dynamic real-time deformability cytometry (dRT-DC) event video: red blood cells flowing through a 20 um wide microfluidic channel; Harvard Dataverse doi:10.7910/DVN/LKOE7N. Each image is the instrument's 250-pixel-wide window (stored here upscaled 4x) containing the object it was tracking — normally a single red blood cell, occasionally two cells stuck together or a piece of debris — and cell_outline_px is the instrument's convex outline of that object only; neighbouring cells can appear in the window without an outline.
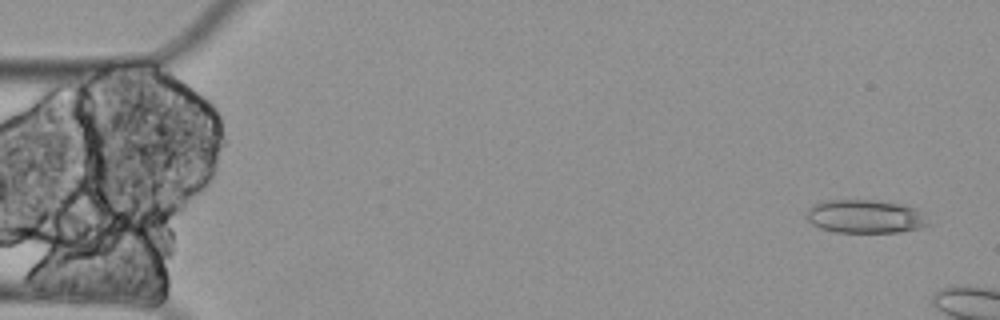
{"species": "Egyptian fruit bat (a non-hibernating species)", "species_latin": "Rousettus aegyptiacus", "temperature_condition": "cold", "stored_images_in_passage": 3, "camera_frame_rate_fps": 3000, "um_per_image_px": 0.085, "animal": {"sex": "female"}, "frame": {"image": 1, "passage_image": 1, "time_ms": 0.0, "image_size_px": [1000, 320], "cell_outline_px": [[932, 224], [920, 228], [900, 232], [836, 232], [820, 228], [812, 224], [804, 216], [808, 208], [812, 204], [824, 200], [872, 200], [900, 204], [916, 208], [924, 212]], "centroid_in_image_um": [73.56, 18.4], "position_along_channel_um": 11.4, "area_um2": 24.1}}